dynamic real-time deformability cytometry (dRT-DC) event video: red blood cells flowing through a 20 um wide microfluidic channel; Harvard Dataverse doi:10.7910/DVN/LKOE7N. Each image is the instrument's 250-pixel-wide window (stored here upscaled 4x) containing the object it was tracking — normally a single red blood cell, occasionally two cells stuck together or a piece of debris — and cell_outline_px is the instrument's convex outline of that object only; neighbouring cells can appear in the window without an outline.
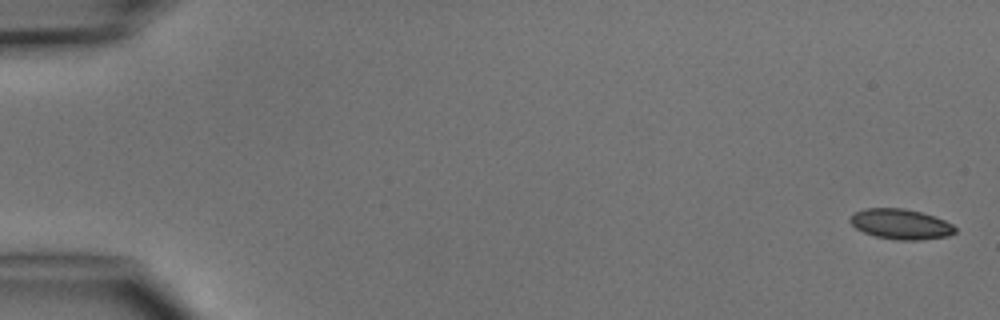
{"species": "common noctule bat (a hibernating species)", "species_latin": "Nyctalus noctula", "temperature_condition": "cold", "stored_images_in_passage": 5, "camera_frame_rate_fps": 3000, "um_per_image_px": 0.085, "animal": {"sex": "male", "body_mass_g": 15.6}, "frame": {"image": 1, "passage_image": 1, "time_ms": 0.0, "image_size_px": [1000, 320], "cell_outline_px": [[956, 232], [948, 236], [920, 240], [896, 240], [876, 236], [864, 232], [856, 228], [848, 220], [852, 212], [864, 208], [904, 208], [920, 212], [944, 220], [952, 224], [956, 228]], "centroid_in_image_um": [76.53, 19.04], "position_along_channel_um": 8.5, "area_um2": 18.55}}
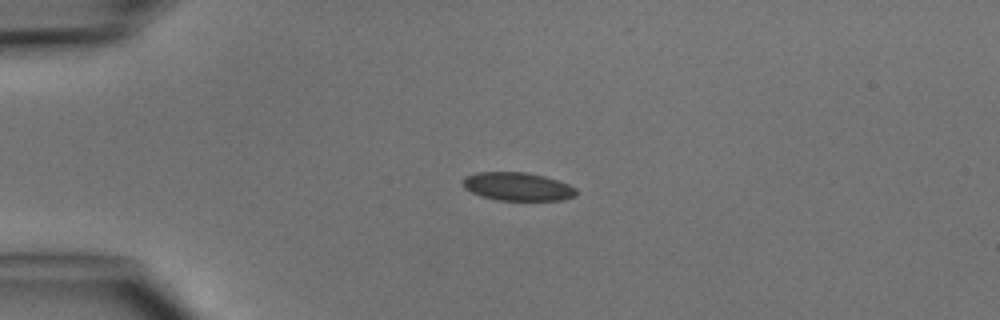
{"frame": {"image": 2, "passage_image": 4, "time_ms": 3.667, "image_size_px": [1000, 320], "cell_outline_px": [[576, 196], [564, 200], [496, 200], [480, 196], [464, 188], [464, 176], [476, 172], [524, 172], [544, 176], [568, 184], [576, 188]], "centroid_in_image_um": [43.99, 15.86], "position_along_channel_um": 41.0, "area_um2": 18.67}}